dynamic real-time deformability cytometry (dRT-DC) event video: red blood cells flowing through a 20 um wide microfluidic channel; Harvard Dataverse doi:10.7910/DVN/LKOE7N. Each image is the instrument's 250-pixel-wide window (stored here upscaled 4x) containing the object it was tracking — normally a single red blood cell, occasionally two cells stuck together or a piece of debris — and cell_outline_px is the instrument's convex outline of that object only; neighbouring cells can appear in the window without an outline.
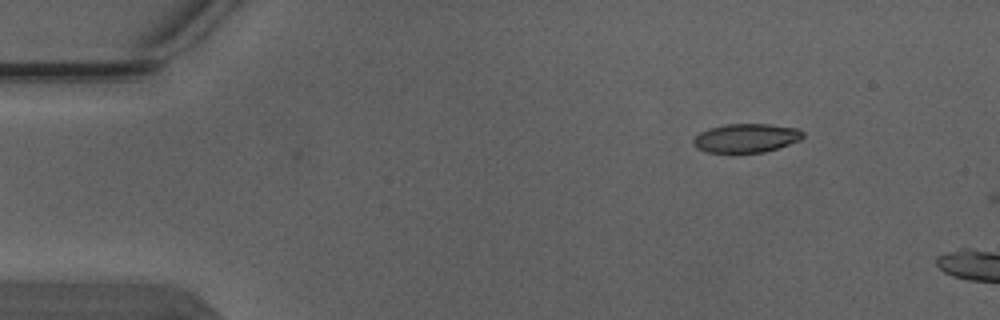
{"species": "Egyptian fruit bat (a non-hibernating species)", "species_latin": "Rousettus aegyptiacus", "temperature_condition": "warm", "stored_images_in_passage": 2, "camera_frame_rate_fps": 3000, "um_per_image_px": 0.085, "animal": {"sex": "male"}, "frame": {"image": 1, "passage_image": 1, "time_ms": 0.0, "image_size_px": [1000, 320], "cell_outline_px": [[804, 136], [800, 140], [764, 152], [704, 152], [696, 148], [692, 140], [700, 132], [708, 128], [728, 124], [768, 124], [796, 128], [804, 132]], "centroid_in_image_um": [63.4, 11.73], "position_along_channel_um": 21.6, "area_um2": 18.26}}